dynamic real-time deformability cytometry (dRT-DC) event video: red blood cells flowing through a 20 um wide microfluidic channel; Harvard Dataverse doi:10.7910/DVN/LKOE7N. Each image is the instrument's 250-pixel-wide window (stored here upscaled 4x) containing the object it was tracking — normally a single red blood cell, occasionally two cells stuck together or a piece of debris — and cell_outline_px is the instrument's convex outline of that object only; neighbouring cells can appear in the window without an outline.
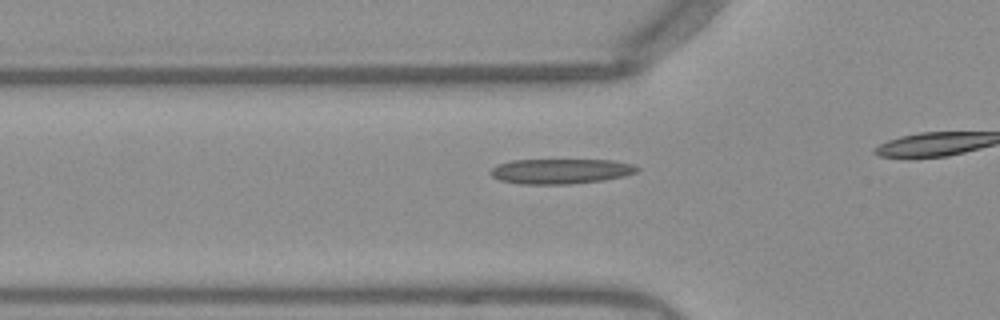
{"species": "Egyptian fruit bat (a non-hibernating species)", "species_latin": "Rousettus aegyptiacus", "temperature_condition": "warm", "stored_images_in_passage": 19, "camera_frame_rate_fps": 3000, "um_per_image_px": 0.085, "frame": {"image": 1, "passage_image": 14, "time_ms": 4.333, "image_size_px": [1000, 320], "cell_outline_px": [[640, 168], [636, 172], [624, 176], [604, 180], [572, 184], [520, 184], [500, 180], [492, 176], [488, 172], [496, 164], [508, 160], [612, 160], [632, 164]], "centroid_in_image_um": [47.62, 14.55], "position_along_channel_um": 78.2, "area_um2": 21.56}}